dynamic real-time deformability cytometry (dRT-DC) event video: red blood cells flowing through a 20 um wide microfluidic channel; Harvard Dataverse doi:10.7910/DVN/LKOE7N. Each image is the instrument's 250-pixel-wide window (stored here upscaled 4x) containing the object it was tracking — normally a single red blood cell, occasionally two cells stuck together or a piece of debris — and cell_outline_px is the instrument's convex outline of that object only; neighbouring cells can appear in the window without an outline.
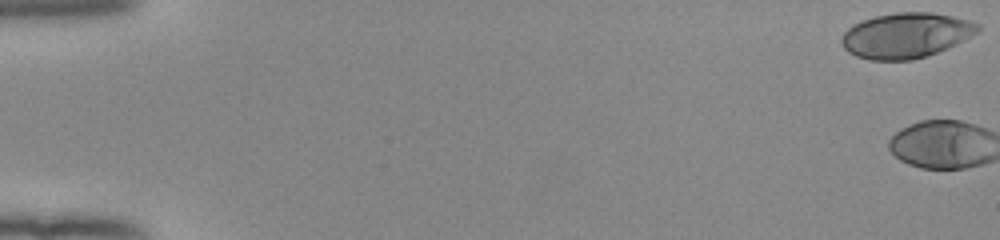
{"species": "human", "species_latin": "Homo sapiens", "temperature_condition": "room temperature", "stored_images_in_passage": 3, "camera_frame_rate_fps": 3000, "um_per_image_px": 0.085, "donor": {"sex": "female"}, "frame": {"image": 1, "passage_image": 1, "time_ms": 0.0, "image_size_px": [1000, 240], "cell_outline_px": [[980, 32], [956, 44], [936, 52], [912, 60], [868, 60], [856, 56], [848, 52], [844, 48], [840, 40], [844, 32], [852, 24], [876, 16], [896, 12], [932, 12], [952, 16], [968, 20], [980, 24]], "centroid_in_image_um": [77.01, 3.0], "position_along_channel_um": 8.0, "area_um2": 35.89}}